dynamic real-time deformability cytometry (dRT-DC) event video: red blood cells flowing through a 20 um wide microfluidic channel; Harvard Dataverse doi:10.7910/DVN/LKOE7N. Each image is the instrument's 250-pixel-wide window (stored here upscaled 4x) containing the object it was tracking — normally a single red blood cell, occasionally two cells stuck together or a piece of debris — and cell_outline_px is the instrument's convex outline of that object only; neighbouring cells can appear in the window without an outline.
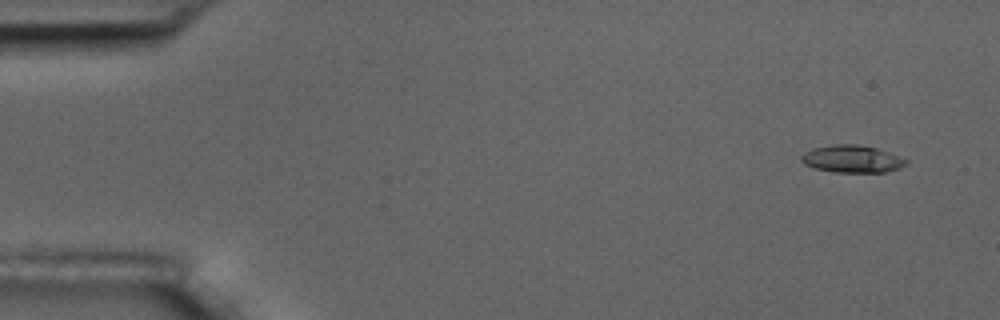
{"species": "common noctule bat (a hibernating species)", "species_latin": "Nyctalus noctula", "temperature_condition": "room temperature", "stored_images_in_passage": 4, "camera_frame_rate_fps": 3000, "um_per_image_px": 0.085, "animal": {"sex": "male", "body_mass_g": 17.5, "forearm_length_mm": 52.3}, "frame": {"image": 1, "passage_image": 1, "time_ms": 0.0, "image_size_px": [1000, 320], "cell_outline_px": [[908, 164], [900, 168], [888, 172], [832, 172], [812, 168], [804, 164], [800, 160], [800, 156], [804, 152], [812, 148], [836, 144], [856, 144], [876, 148], [908, 160]], "centroid_in_image_um": [72.39, 13.52], "position_along_channel_um": 12.6, "area_um2": 16.82}}
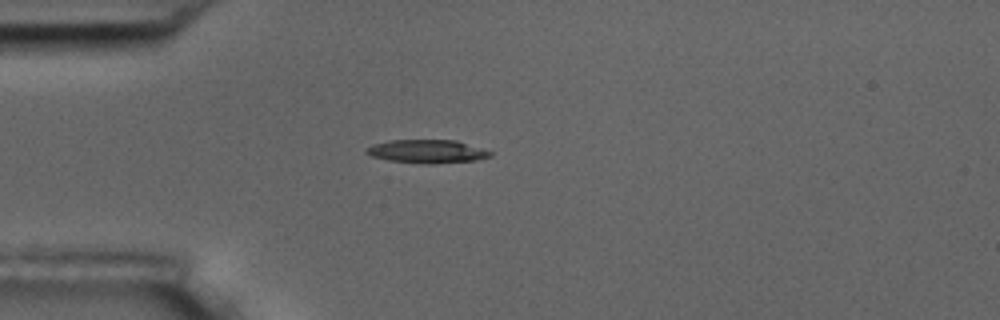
{"frame": {"image": 2, "passage_image": 4, "time_ms": 4.0, "image_size_px": [1000, 320], "cell_outline_px": [[492, 156], [476, 160], [432, 164], [424, 164], [388, 160], [372, 156], [364, 152], [364, 148], [372, 144], [388, 140], [456, 140], [492, 152]], "centroid_in_image_um": [36.25, 12.87], "position_along_channel_um": 48.7, "area_um2": 16.94}}